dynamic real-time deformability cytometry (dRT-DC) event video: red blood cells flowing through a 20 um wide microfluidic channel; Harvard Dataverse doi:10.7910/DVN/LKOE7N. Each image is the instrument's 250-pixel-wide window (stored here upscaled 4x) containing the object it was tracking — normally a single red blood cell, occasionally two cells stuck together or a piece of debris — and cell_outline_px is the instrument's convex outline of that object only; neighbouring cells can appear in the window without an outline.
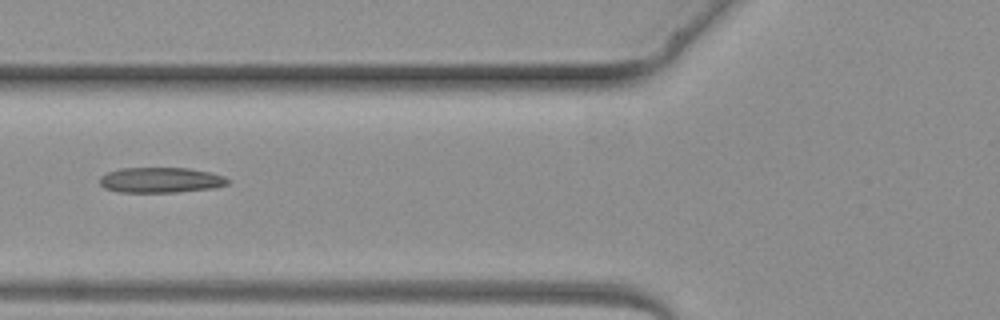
{"species": "common noctule bat (a hibernating species)", "species_latin": "Nyctalus noctula", "temperature_condition": "warm", "stored_images_in_passage": 5, "camera_frame_rate_fps": 3000, "um_per_image_px": 0.085, "animal": {"sex": "female", "body_mass_g": 19.3, "forearm_length_mm": 54.1}, "frame": {"image": 1, "passage_image": 5, "time_ms": 4.667, "image_size_px": [1000, 320], "cell_outline_px": [[232, 180], [228, 184], [216, 188], [176, 192], [120, 192], [104, 188], [100, 184], [100, 176], [108, 172], [120, 168], [188, 168], [208, 172], [224, 176]], "centroid_in_image_um": [13.68, 15.31], "position_along_channel_um": 112.1, "area_um2": 19.02}}